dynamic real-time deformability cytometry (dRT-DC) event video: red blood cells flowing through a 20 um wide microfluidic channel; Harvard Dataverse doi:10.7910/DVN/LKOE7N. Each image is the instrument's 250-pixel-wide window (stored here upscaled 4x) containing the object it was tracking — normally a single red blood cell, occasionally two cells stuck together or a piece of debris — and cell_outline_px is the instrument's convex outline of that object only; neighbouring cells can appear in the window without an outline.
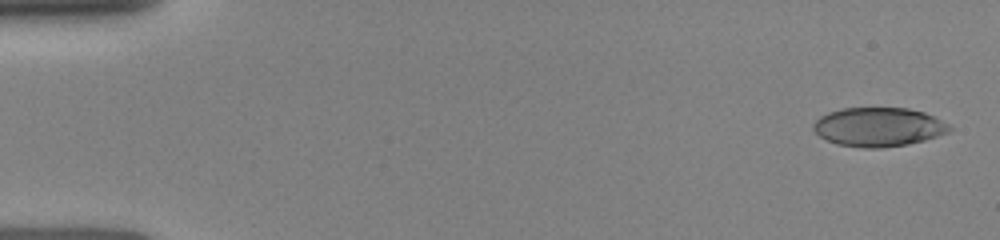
{"species": "human", "species_latin": "Homo sapiens", "temperature_condition": "room temperature", "stored_images_in_passage": 18, "camera_frame_rate_fps": 3000, "um_per_image_px": 0.085, "donor": {"sex": "female"}, "frame": {"image": 1, "passage_image": 1, "time_ms": 0.0, "image_size_px": [1000, 240], "cell_outline_px": [[952, 128], [948, 132], [924, 140], [908, 144], [880, 148], [864, 148], [836, 144], [820, 136], [812, 128], [812, 124], [820, 116], [828, 112], [844, 108], [908, 108], [924, 112], [948, 124]], "centroid_in_image_um": [74.64, 10.79], "position_along_channel_um": 10.4, "area_um2": 30.75}}
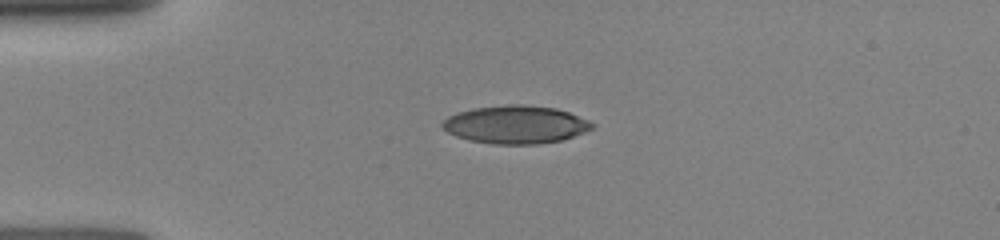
{"frame": {"image": 2, "passage_image": 11, "time_ms": 3.333, "image_size_px": [1000, 240], "cell_outline_px": [[596, 124], [592, 128], [584, 132], [560, 140], [536, 144], [496, 144], [468, 140], [456, 136], [448, 132], [440, 124], [448, 116], [456, 112], [472, 108], [508, 104], [524, 104], [556, 108], [568, 112], [588, 120]], "centroid_in_image_um": [43.8, 10.57], "position_along_channel_um": 41.2, "area_um2": 33.12}}
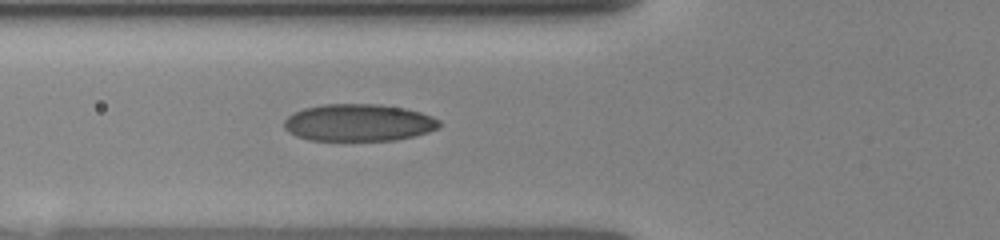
{"frame": {"image": 3, "passage_image": 18, "time_ms": 5.333, "image_size_px": [1000, 240], "cell_outline_px": [[440, 128], [416, 136], [396, 140], [308, 140], [296, 136], [288, 132], [284, 128], [284, 120], [288, 116], [304, 108], [324, 104], [380, 104], [404, 108], [420, 112], [432, 116], [440, 120]], "centroid_in_image_um": [30.5, 10.43], "position_along_channel_um": 95.3, "area_um2": 33.76}}